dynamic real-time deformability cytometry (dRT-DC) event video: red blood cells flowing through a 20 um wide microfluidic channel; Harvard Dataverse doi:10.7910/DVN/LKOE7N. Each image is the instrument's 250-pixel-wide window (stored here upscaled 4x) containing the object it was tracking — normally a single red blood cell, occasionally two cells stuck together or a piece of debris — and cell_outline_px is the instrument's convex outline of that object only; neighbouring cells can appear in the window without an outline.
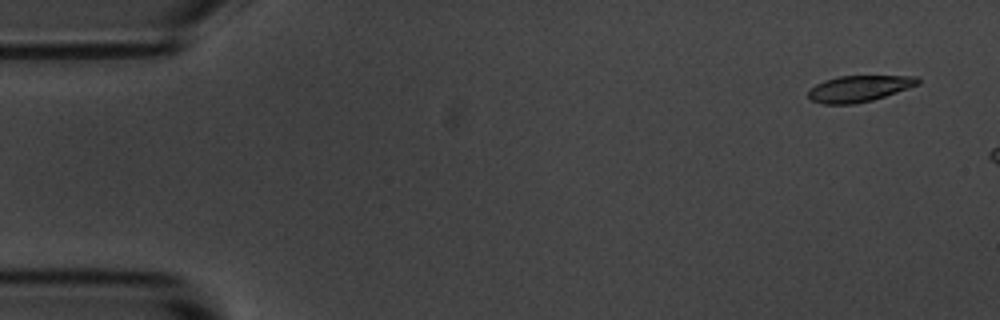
{"species": "common noctule bat (a hibernating species)", "species_latin": "Nyctalus noctula", "temperature_condition": "room temperature", "stored_images_in_passage": 4, "camera_frame_rate_fps": 3000, "um_per_image_px": 0.085, "animal": {"sex": "male", "body_mass_g": 20.1, "forearm_length_mm": 53.5}, "frame": {"image": 1, "passage_image": 1, "time_ms": 0.0, "image_size_px": [1000, 320], "cell_outline_px": [[920, 84], [872, 100], [852, 104], [824, 104], [812, 100], [808, 96], [808, 92], [816, 84], [824, 80], [840, 76], [916, 76], [920, 80]], "centroid_in_image_um": [73.02, 7.52], "position_along_channel_um": 12.0, "area_um2": 16.53}}